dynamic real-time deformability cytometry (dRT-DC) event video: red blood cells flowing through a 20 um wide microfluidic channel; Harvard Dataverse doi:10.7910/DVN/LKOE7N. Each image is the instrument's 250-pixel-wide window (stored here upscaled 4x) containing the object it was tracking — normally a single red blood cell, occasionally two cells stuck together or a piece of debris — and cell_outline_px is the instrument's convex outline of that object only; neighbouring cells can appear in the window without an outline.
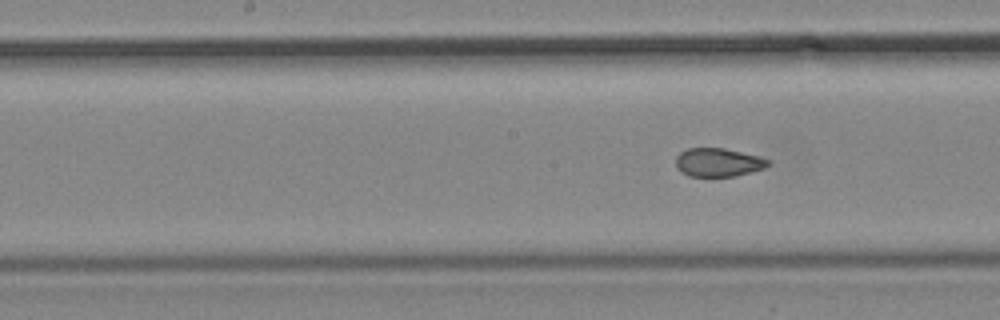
{"species": "common noctule bat (a hibernating species)", "species_latin": "Nyctalus noctula", "temperature_condition": "cold", "stored_images_in_passage": 9, "camera_frame_rate_fps": 3000, "um_per_image_px": 0.085, "animal": {"sex": "male", "body_mass_g": 19.2, "forearm_length_mm": 51.8}, "frame": {"image": 1, "passage_image": 9, "time_ms": 10.333, "image_size_px": [1000, 320], "cell_outline_px": [[768, 164], [764, 168], [752, 172], [736, 176], [688, 176], [680, 172], [676, 168], [676, 156], [680, 152], [688, 148], [724, 148], [760, 156], [768, 160]], "centroid_in_image_um": [61.01, 13.8], "position_along_channel_um": 187.2, "area_um2": 15.37}}